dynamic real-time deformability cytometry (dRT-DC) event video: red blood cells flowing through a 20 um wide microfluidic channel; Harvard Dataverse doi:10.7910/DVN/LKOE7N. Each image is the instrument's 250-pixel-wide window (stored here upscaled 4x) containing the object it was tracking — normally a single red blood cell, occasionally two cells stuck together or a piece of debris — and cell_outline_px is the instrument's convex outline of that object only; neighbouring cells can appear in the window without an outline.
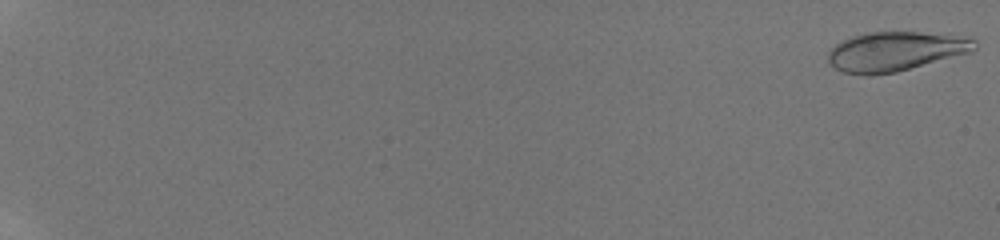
{"species": "human", "species_latin": "Homo sapiens", "temperature_condition": "room temperature", "stored_images_in_passage": 29, "camera_frame_rate_fps": 3000, "um_per_image_px": 0.085, "donor": {"sex": "male"}, "frame": {"image": 1, "passage_image": 1, "time_ms": 0.0, "image_size_px": [1000, 240], "cell_outline_px": [[976, 48], [972, 52], [896, 72], [872, 76], [868, 76], [844, 72], [828, 64], [828, 52], [836, 44], [852, 36], [864, 32], [920, 32], [976, 40]], "centroid_in_image_um": [76.04, 4.39], "position_along_channel_um": 9.0, "area_um2": 33.35}}
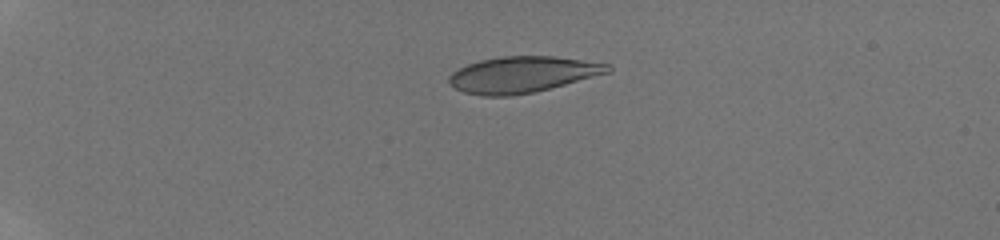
{"frame": {"image": 2, "passage_image": 21, "time_ms": 5.0, "image_size_px": [1000, 240], "cell_outline_px": [[612, 72], [532, 92], [512, 96], [480, 96], [464, 92], [448, 84], [448, 76], [452, 72], [468, 64], [480, 60], [500, 56], [552, 56], [612, 64]], "centroid_in_image_um": [44.4, 6.33], "position_along_channel_um": 40.6, "area_um2": 33.41}}